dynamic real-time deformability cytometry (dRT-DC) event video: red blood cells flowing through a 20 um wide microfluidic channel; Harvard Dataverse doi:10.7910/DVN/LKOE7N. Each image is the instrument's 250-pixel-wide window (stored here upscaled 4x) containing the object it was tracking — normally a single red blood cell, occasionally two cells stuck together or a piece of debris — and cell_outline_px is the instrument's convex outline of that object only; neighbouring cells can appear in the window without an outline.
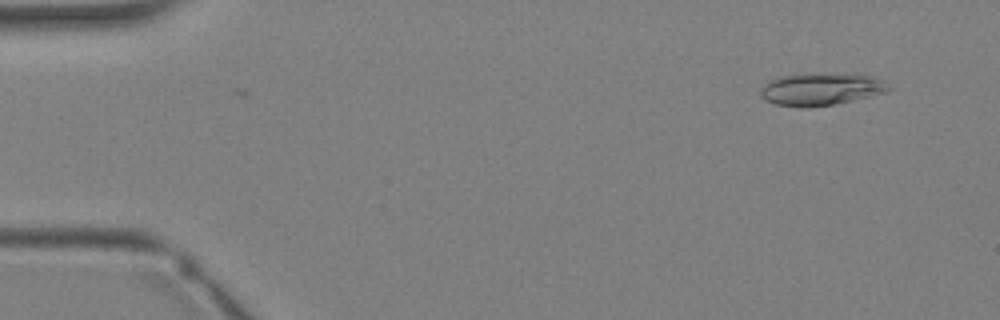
{"species": "Egyptian fruit bat (a non-hibernating species)", "species_latin": "Rousettus aegyptiacus", "temperature_condition": "warm", "stored_images_in_passage": 2, "camera_frame_rate_fps": 3000, "um_per_image_px": 0.085, "animal": {"sex": "female"}, "frame": {"image": 1, "passage_image": 2, "time_ms": 1.0, "image_size_px": [1000, 320], "cell_outline_px": [[892, 88], [888, 92], [836, 104], [804, 108], [800, 108], [776, 104], [760, 96], [760, 88], [764, 84], [780, 76], [872, 76], [884, 80]], "centroid_in_image_um": [69.8, 7.64], "position_along_channel_um": 15.2, "area_um2": 23.12}}